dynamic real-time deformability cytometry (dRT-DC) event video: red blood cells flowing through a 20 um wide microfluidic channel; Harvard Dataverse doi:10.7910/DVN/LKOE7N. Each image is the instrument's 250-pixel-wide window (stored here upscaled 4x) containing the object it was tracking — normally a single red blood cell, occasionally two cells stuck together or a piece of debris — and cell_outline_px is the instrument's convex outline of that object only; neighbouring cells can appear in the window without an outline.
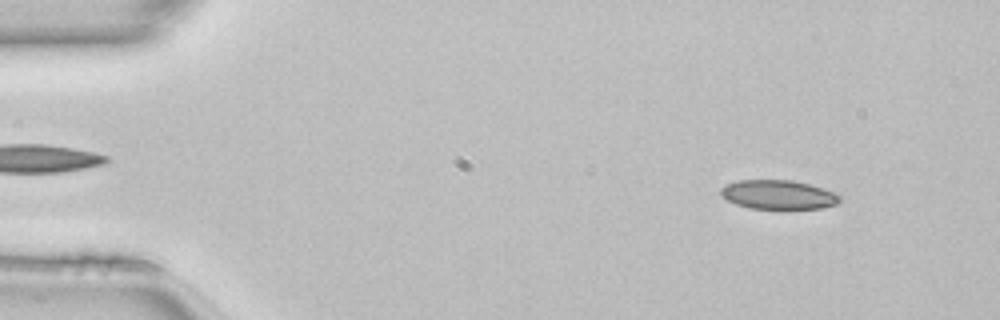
{"species": "common noctule bat (a hibernating species)", "species_latin": "Nyctalus noctula", "temperature_condition": "room temperature", "stored_images_in_passage": 49, "camera_frame_rate_fps": 3000, "um_per_image_px": 0.085, "animal": {"sex": "female", "body_mass_g": 22.7, "forearm_length_mm": 54.2}, "frame": {"image": 1, "passage_image": 5, "time_ms": 1.333, "image_size_px": [1000, 320], "cell_outline_px": [[840, 200], [836, 204], [820, 208], [748, 208], [736, 204], [720, 196], [720, 188], [728, 184], [740, 180], [792, 180], [808, 184], [832, 192], [840, 196]], "centroid_in_image_um": [66.1, 16.54], "position_along_channel_um": 18.9, "area_um2": 19.83}}
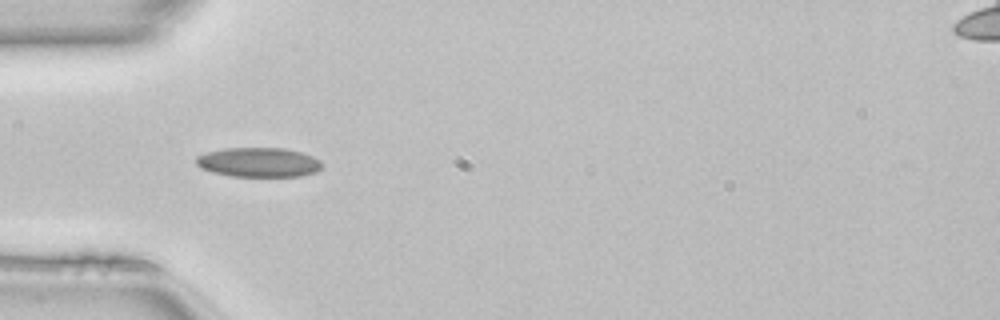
{"frame": {"image": 2, "passage_image": 15, "time_ms": 4.667, "image_size_px": [1000, 320], "cell_outline_px": [[324, 164], [316, 172], [300, 176], [232, 176], [212, 172], [200, 168], [196, 164], [196, 156], [208, 152], [224, 148], [284, 148], [300, 152], [312, 156], [320, 160]], "centroid_in_image_um": [21.98, 13.79], "position_along_channel_um": 63.0, "area_um2": 21.62}}
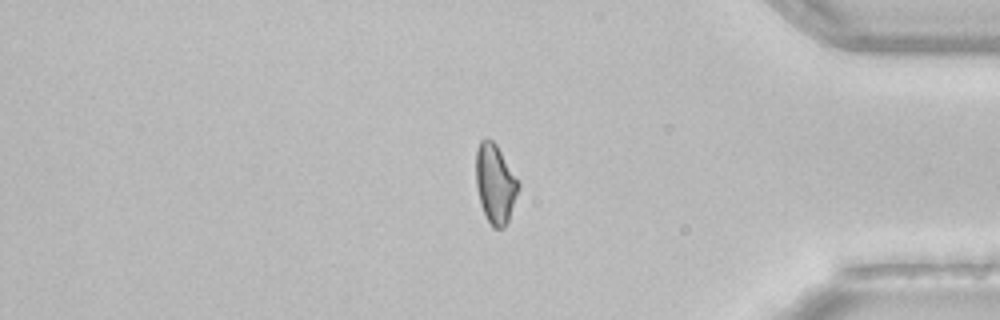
{"frame": {"image": 3, "passage_image": 41, "time_ms": 13.333, "image_size_px": [1000, 320], "cell_outline_px": [[520, 184], [508, 220], [504, 228], [492, 228], [480, 204], [476, 188], [476, 148], [480, 140], [484, 136], [488, 136], [496, 144], [520, 180]], "centroid_in_image_um": [42.08, 15.56], "position_along_channel_um": 393.1, "area_um2": 19.88}, "authors_computed_cell_mechanics": {"area_um2": 20.4034, "velocity_mm_per_s": 4.1345, "shape_relaxation_time_tau1_ms": 7.0526, "shape_relaxation_time_tau2_ms": 2.4375, "deformation_change_tau1": 0.1386, "deformation_change_tau2": 0.0754}}